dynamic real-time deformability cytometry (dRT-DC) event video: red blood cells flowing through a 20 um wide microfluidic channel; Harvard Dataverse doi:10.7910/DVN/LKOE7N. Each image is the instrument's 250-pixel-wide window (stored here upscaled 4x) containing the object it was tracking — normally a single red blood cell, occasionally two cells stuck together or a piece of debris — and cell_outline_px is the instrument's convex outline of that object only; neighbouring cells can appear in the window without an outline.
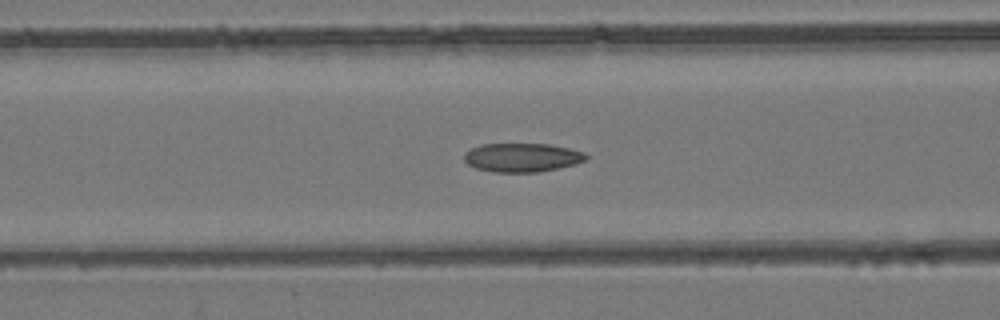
{"species": "common noctule bat (a hibernating species)", "species_latin": "Nyctalus noctula", "temperature_condition": "room temperature", "stored_images_in_passage": 53, "camera_frame_rate_fps": 3000, "um_per_image_px": 0.085, "animal": {"sex": "female", "body_mass_g": 24.6, "forearm_length_mm": 56.2}, "frame": {"image": 1, "passage_image": 22, "time_ms": 7.0, "image_size_px": [1000, 320], "cell_outline_px": [[588, 160], [576, 164], [540, 172], [492, 172], [476, 168], [468, 164], [464, 160], [464, 152], [480, 144], [548, 144], [568, 148], [584, 152], [588, 156]], "centroid_in_image_um": [44.39, 13.39], "position_along_channel_um": 122.2, "area_um2": 20.58}}
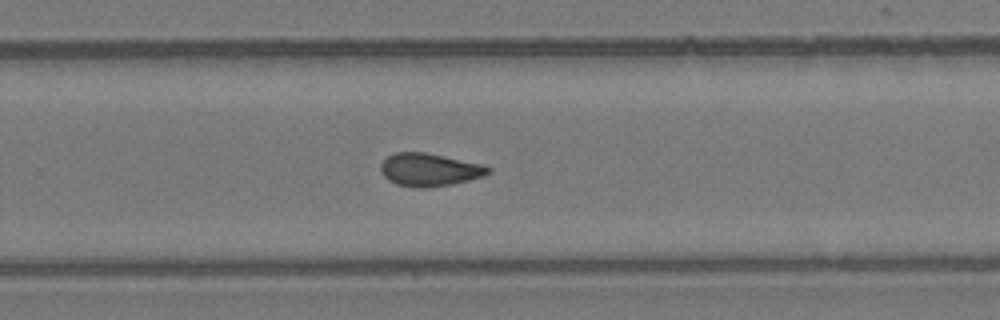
{"frame": {"image": 2, "passage_image": 35, "time_ms": 11.333, "image_size_px": [1000, 320], "cell_outline_px": [[492, 168], [484, 176], [452, 184], [424, 188], [396, 184], [388, 180], [384, 176], [380, 168], [380, 164], [388, 156], [396, 152], [424, 152], [484, 164]], "centroid_in_image_um": [36.51, 14.42], "position_along_channel_um": 293.3, "area_um2": 20.46}}
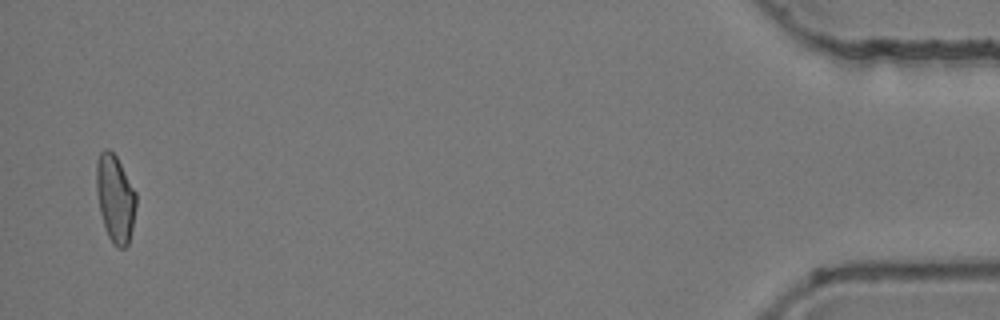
{"frame": {"image": 3, "passage_image": 52, "time_ms": 17.0, "image_size_px": [1000, 320], "cell_outline_px": [[136, 208], [132, 228], [128, 244], [124, 248], [120, 248], [108, 236], [100, 212], [96, 188], [96, 164], [100, 152], [104, 148], [108, 148], [116, 156], [136, 192]], "centroid_in_image_um": [9.79, 16.83], "position_along_channel_um": 425.4, "area_um2": 20.0}, "authors_computed_cell_mechanics": {"area_um2": 20.519, "velocity_mm_per_s": 3.9481, "shape_relaxation_time_tau1_ms": null, "shape_relaxation_time_tau2_ms": 2.613, "deformation_change_tau1": null, "deformation_change_tau2": 0.0919}}